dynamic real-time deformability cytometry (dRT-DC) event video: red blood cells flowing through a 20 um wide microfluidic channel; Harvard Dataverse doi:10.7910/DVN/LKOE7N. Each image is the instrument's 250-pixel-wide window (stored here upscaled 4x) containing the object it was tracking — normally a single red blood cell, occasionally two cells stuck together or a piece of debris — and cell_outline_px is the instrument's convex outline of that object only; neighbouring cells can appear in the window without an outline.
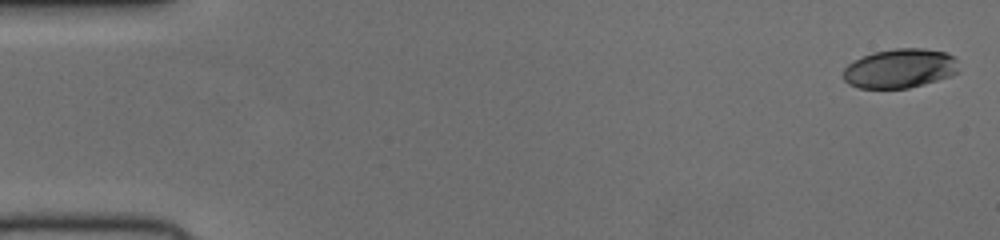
{"species": "human", "species_latin": "Homo sapiens", "temperature_condition": "cold", "stored_images_in_passage": 52, "camera_frame_rate_fps": 3000, "um_per_image_px": 0.085, "donor": {"sex": "female"}, "frame": {"image": 1, "passage_image": 1, "time_ms": 0.0, "image_size_px": [1000, 240], "cell_outline_px": [[956, 72], [952, 76], [908, 88], [860, 88], [848, 84], [844, 80], [844, 68], [848, 64], [872, 52], [896, 48], [920, 48], [944, 52], [952, 56], [956, 60]], "centroid_in_image_um": [76.46, 5.82], "position_along_channel_um": 8.5, "area_um2": 26.13}}
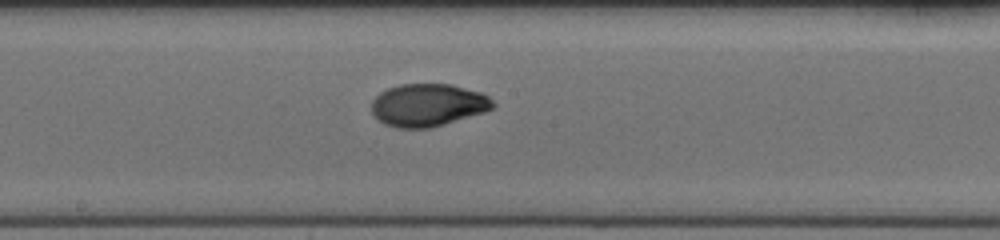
{"frame": {"image": 2, "passage_image": 28, "time_ms": 9.0, "image_size_px": [1000, 240], "cell_outline_px": [[496, 104], [492, 108], [484, 112], [428, 128], [396, 128], [384, 124], [372, 112], [372, 100], [380, 92], [388, 88], [400, 84], [452, 84], [480, 92], [488, 96]], "centroid_in_image_um": [36.36, 8.92], "position_along_channel_um": 211.8, "area_um2": 29.94}}
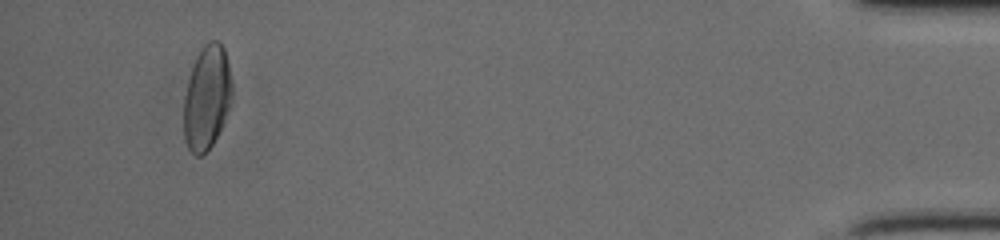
{"frame": {"image": 3, "passage_image": 49, "time_ms": 16.0, "image_size_px": [1000, 240], "cell_outline_px": [[232, 96], [224, 120], [212, 144], [200, 156], [196, 156], [188, 148], [184, 140], [184, 96], [188, 80], [196, 56], [204, 44], [208, 40], [216, 40], [224, 48], [228, 64], [232, 84]], "centroid_in_image_um": [17.57, 8.27], "position_along_channel_um": 417.6, "area_um2": 28.96}}